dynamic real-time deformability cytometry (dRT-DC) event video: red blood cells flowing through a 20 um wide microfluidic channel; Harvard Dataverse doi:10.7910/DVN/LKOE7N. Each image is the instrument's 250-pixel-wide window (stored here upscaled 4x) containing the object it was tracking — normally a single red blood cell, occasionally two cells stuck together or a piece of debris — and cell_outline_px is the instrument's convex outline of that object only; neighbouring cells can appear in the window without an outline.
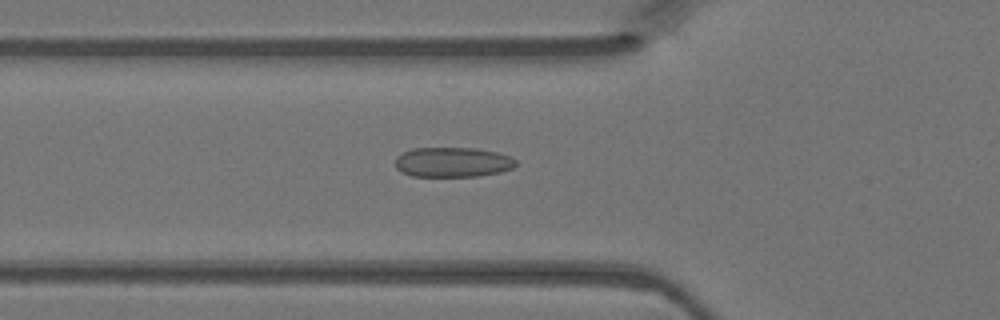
{"species": "Egyptian fruit bat (a non-hibernating species)", "species_latin": "Rousettus aegyptiacus", "temperature_condition": "warm", "stored_images_in_passage": 39, "camera_frame_rate_fps": 3000, "um_per_image_px": 0.085, "animal": {"sex": "female"}, "frame": {"image": 1, "passage_image": 9, "time_ms": 2.667, "image_size_px": [1000, 320], "cell_outline_px": [[516, 164], [512, 168], [500, 172], [480, 176], [412, 176], [400, 172], [396, 168], [396, 156], [412, 148], [476, 148], [496, 152], [512, 156], [516, 160]], "centroid_in_image_um": [38.48, 13.78], "position_along_channel_um": 87.3, "area_um2": 21.1}}
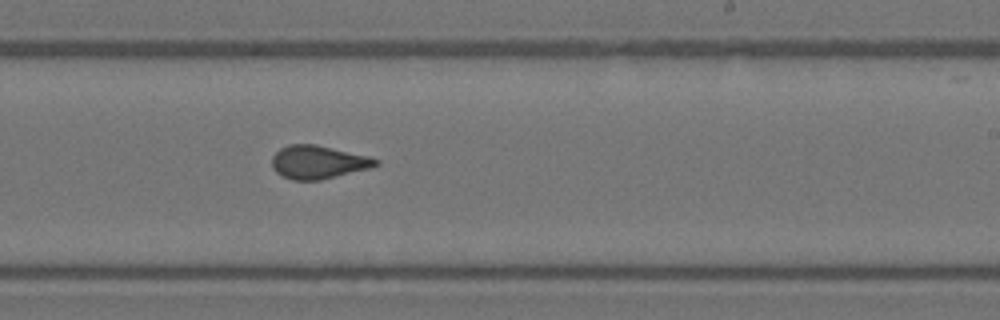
{"frame": {"image": 2, "passage_image": 21, "time_ms": 6.667, "image_size_px": [1000, 320], "cell_outline_px": [[380, 164], [372, 168], [320, 180], [292, 180], [280, 176], [272, 168], [272, 156], [280, 148], [288, 144], [316, 144], [368, 156], [380, 160]], "centroid_in_image_um": [27.04, 13.78], "position_along_channel_um": 262.0, "area_um2": 20.35}}
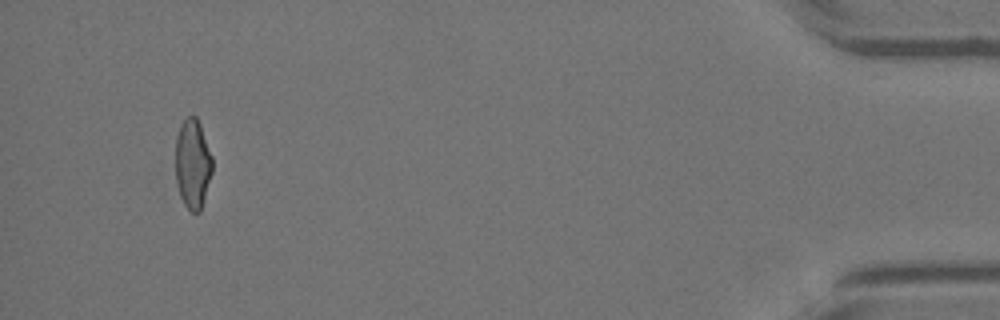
{"frame": {"image": 3, "passage_image": 37, "time_ms": 12.0, "image_size_px": [1000, 320], "cell_outline_px": [[212, 172], [200, 212], [192, 212], [184, 204], [180, 196], [176, 180], [176, 136], [180, 124], [188, 116], [196, 116], [200, 124], [212, 156]], "centroid_in_image_um": [16.37, 13.91], "position_along_channel_um": 418.8, "area_um2": 19.13}}